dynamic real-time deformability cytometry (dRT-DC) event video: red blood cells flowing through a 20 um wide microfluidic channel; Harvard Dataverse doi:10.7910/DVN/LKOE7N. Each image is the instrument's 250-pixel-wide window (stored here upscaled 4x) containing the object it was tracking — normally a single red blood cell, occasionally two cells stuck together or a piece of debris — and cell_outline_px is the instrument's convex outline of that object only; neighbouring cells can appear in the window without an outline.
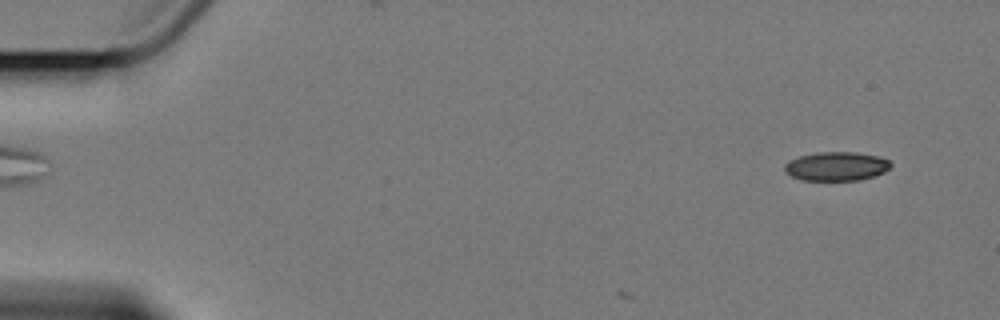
{"species": "Egyptian fruit bat (a non-hibernating species)", "species_latin": "Rousettus aegyptiacus", "temperature_condition": "cold", "stored_images_in_passage": 7, "camera_frame_rate_fps": 3000, "um_per_image_px": 0.085, "animal": {"sex": "female"}, "frame": {"image": 1, "passage_image": 7, "time_ms": 7.333, "image_size_px": [1000, 320], "cell_outline_px": [[892, 164], [884, 172], [876, 176], [860, 180], [800, 180], [784, 172], [784, 164], [788, 160], [800, 156], [816, 152], [856, 152], [880, 156], [888, 160]], "centroid_in_image_um": [71.08, 14.13], "position_along_channel_um": 13.9, "area_um2": 18.09}}